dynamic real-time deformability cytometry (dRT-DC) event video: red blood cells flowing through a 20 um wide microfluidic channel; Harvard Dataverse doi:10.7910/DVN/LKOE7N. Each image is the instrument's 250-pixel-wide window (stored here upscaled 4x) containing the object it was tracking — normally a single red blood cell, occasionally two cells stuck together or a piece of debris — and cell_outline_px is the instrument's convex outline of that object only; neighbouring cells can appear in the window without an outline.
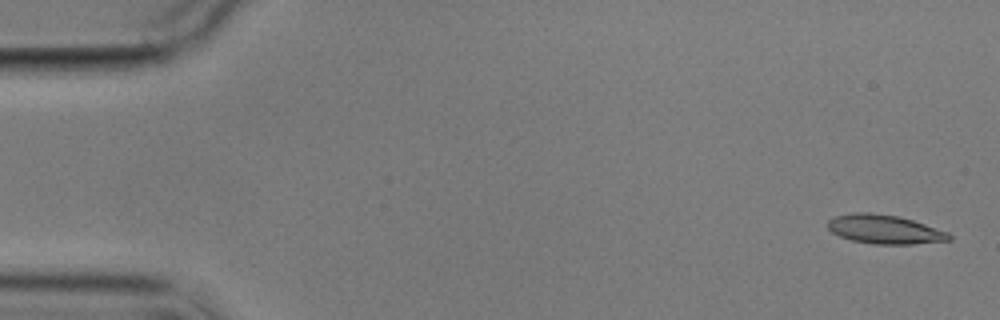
{"species": "common noctule bat (a hibernating species)", "species_latin": "Nyctalus noctula", "temperature_condition": "cold", "stored_images_in_passage": 6, "camera_frame_rate_fps": 3000, "um_per_image_px": 0.085, "animal": {"sex": "male", "body_mass_g": 17.9}, "frame": {"image": 1, "passage_image": 1, "time_ms": 0.0, "image_size_px": [1000, 320], "cell_outline_px": [[952, 240], [912, 244], [872, 244], [852, 240], [840, 236], [832, 232], [828, 228], [828, 220], [836, 216], [852, 212], [868, 212], [896, 216], [912, 220], [948, 232], [952, 236]], "centroid_in_image_um": [75.19, 19.5], "position_along_channel_um": 9.8, "area_um2": 20.35}}
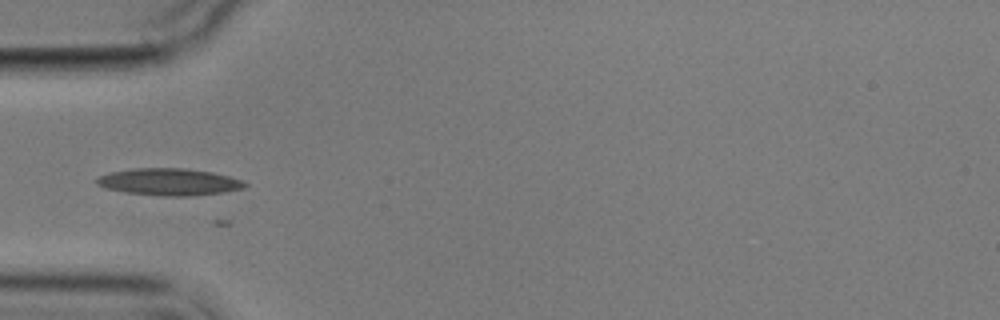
{"frame": {"image": 2, "passage_image": 5, "time_ms": 5.333, "image_size_px": [1000, 320], "cell_outline_px": [[248, 184], [244, 188], [224, 192], [188, 196], [164, 196], [128, 192], [108, 188], [96, 184], [96, 180], [100, 176], [112, 172], [132, 168], [184, 168], [212, 172], [228, 176], [240, 180]], "centroid_in_image_um": [14.4, 15.45], "position_along_channel_um": 70.6, "area_um2": 22.95}}